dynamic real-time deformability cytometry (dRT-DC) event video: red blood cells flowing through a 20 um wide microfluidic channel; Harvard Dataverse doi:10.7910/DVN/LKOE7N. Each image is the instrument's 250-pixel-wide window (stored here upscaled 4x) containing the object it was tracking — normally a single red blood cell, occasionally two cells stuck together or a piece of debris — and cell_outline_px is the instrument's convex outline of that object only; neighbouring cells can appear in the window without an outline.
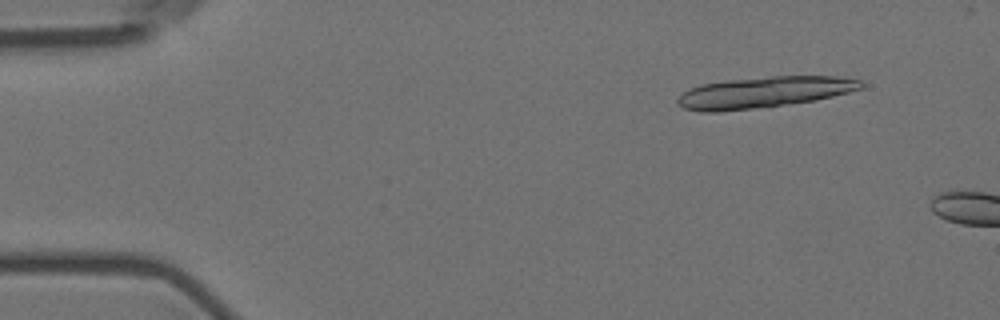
{"species": "Egyptian fruit bat (a non-hibernating species)", "species_latin": "Rousettus aegyptiacus", "temperature_condition": "room temperature", "stored_images_in_passage": 5, "camera_frame_rate_fps": 3000, "um_per_image_px": 0.085, "animal": {"sex": "female"}, "frame": {"image": 1, "passage_image": 1, "time_ms": 0.0, "image_size_px": [1000, 320], "cell_outline_px": [[864, 84], [860, 88], [848, 92], [816, 100], [752, 108], [716, 112], [700, 112], [684, 108], [676, 104], [676, 100], [688, 88], [700, 84], [728, 80], [772, 76], [836, 76], [860, 80]], "centroid_in_image_um": [64.88, 7.84], "position_along_channel_um": 20.1, "area_um2": 32.95}}